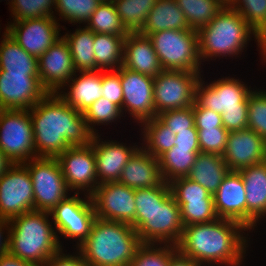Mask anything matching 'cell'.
Here are the masks:
<instances>
[{
	"mask_svg": "<svg viewBox=\"0 0 266 266\" xmlns=\"http://www.w3.org/2000/svg\"><path fill=\"white\" fill-rule=\"evenodd\" d=\"M181 209L184 227L193 224L208 223L218 219L214 208V201H196L177 203Z\"/></svg>",
	"mask_w": 266,
	"mask_h": 266,
	"instance_id": "cell-45",
	"label": "cell"
},
{
	"mask_svg": "<svg viewBox=\"0 0 266 266\" xmlns=\"http://www.w3.org/2000/svg\"><path fill=\"white\" fill-rule=\"evenodd\" d=\"M118 182L134 190L161 185L164 180L159 159L140 146L123 168Z\"/></svg>",
	"mask_w": 266,
	"mask_h": 266,
	"instance_id": "cell-24",
	"label": "cell"
},
{
	"mask_svg": "<svg viewBox=\"0 0 266 266\" xmlns=\"http://www.w3.org/2000/svg\"><path fill=\"white\" fill-rule=\"evenodd\" d=\"M80 195L81 193L69 195L50 212L61 247L63 242L61 243L60 237H63L75 241L74 249H77L90 234L97 218L91 196L83 193L85 197L82 198Z\"/></svg>",
	"mask_w": 266,
	"mask_h": 266,
	"instance_id": "cell-7",
	"label": "cell"
},
{
	"mask_svg": "<svg viewBox=\"0 0 266 266\" xmlns=\"http://www.w3.org/2000/svg\"><path fill=\"white\" fill-rule=\"evenodd\" d=\"M248 129L266 141V90L255 88L248 95Z\"/></svg>",
	"mask_w": 266,
	"mask_h": 266,
	"instance_id": "cell-44",
	"label": "cell"
},
{
	"mask_svg": "<svg viewBox=\"0 0 266 266\" xmlns=\"http://www.w3.org/2000/svg\"><path fill=\"white\" fill-rule=\"evenodd\" d=\"M0 41V71L39 76L38 58L27 53L6 31Z\"/></svg>",
	"mask_w": 266,
	"mask_h": 266,
	"instance_id": "cell-29",
	"label": "cell"
},
{
	"mask_svg": "<svg viewBox=\"0 0 266 266\" xmlns=\"http://www.w3.org/2000/svg\"><path fill=\"white\" fill-rule=\"evenodd\" d=\"M262 62L266 63V39L264 40V57L262 58Z\"/></svg>",
	"mask_w": 266,
	"mask_h": 266,
	"instance_id": "cell-58",
	"label": "cell"
},
{
	"mask_svg": "<svg viewBox=\"0 0 266 266\" xmlns=\"http://www.w3.org/2000/svg\"><path fill=\"white\" fill-rule=\"evenodd\" d=\"M83 114L86 125L93 134H98L100 131L96 129L95 125L105 126L106 124V126H108V124L111 125L118 119L121 120V117H123L121 109L103 97L93 102L90 107L83 112Z\"/></svg>",
	"mask_w": 266,
	"mask_h": 266,
	"instance_id": "cell-39",
	"label": "cell"
},
{
	"mask_svg": "<svg viewBox=\"0 0 266 266\" xmlns=\"http://www.w3.org/2000/svg\"><path fill=\"white\" fill-rule=\"evenodd\" d=\"M56 16L8 22L5 31L30 55L39 58L62 37Z\"/></svg>",
	"mask_w": 266,
	"mask_h": 266,
	"instance_id": "cell-15",
	"label": "cell"
},
{
	"mask_svg": "<svg viewBox=\"0 0 266 266\" xmlns=\"http://www.w3.org/2000/svg\"><path fill=\"white\" fill-rule=\"evenodd\" d=\"M183 229L181 209L171 193L136 231L142 243L177 245Z\"/></svg>",
	"mask_w": 266,
	"mask_h": 266,
	"instance_id": "cell-14",
	"label": "cell"
},
{
	"mask_svg": "<svg viewBox=\"0 0 266 266\" xmlns=\"http://www.w3.org/2000/svg\"><path fill=\"white\" fill-rule=\"evenodd\" d=\"M169 185L176 203L214 201L212 194L199 183L192 181L188 177L175 178L169 182Z\"/></svg>",
	"mask_w": 266,
	"mask_h": 266,
	"instance_id": "cell-43",
	"label": "cell"
},
{
	"mask_svg": "<svg viewBox=\"0 0 266 266\" xmlns=\"http://www.w3.org/2000/svg\"><path fill=\"white\" fill-rule=\"evenodd\" d=\"M230 171H240L266 160V141L250 129L231 131L222 154Z\"/></svg>",
	"mask_w": 266,
	"mask_h": 266,
	"instance_id": "cell-20",
	"label": "cell"
},
{
	"mask_svg": "<svg viewBox=\"0 0 266 266\" xmlns=\"http://www.w3.org/2000/svg\"><path fill=\"white\" fill-rule=\"evenodd\" d=\"M23 164L27 167L32 179L34 210L51 212L72 194L69 192L56 158L38 157Z\"/></svg>",
	"mask_w": 266,
	"mask_h": 266,
	"instance_id": "cell-9",
	"label": "cell"
},
{
	"mask_svg": "<svg viewBox=\"0 0 266 266\" xmlns=\"http://www.w3.org/2000/svg\"><path fill=\"white\" fill-rule=\"evenodd\" d=\"M94 33L128 35L112 1L101 2L92 13L91 19L85 25Z\"/></svg>",
	"mask_w": 266,
	"mask_h": 266,
	"instance_id": "cell-37",
	"label": "cell"
},
{
	"mask_svg": "<svg viewBox=\"0 0 266 266\" xmlns=\"http://www.w3.org/2000/svg\"><path fill=\"white\" fill-rule=\"evenodd\" d=\"M193 114L196 129L224 128L221 114L201 107L196 101L193 105Z\"/></svg>",
	"mask_w": 266,
	"mask_h": 266,
	"instance_id": "cell-49",
	"label": "cell"
},
{
	"mask_svg": "<svg viewBox=\"0 0 266 266\" xmlns=\"http://www.w3.org/2000/svg\"><path fill=\"white\" fill-rule=\"evenodd\" d=\"M221 117L228 132L248 129V110L227 111Z\"/></svg>",
	"mask_w": 266,
	"mask_h": 266,
	"instance_id": "cell-50",
	"label": "cell"
},
{
	"mask_svg": "<svg viewBox=\"0 0 266 266\" xmlns=\"http://www.w3.org/2000/svg\"><path fill=\"white\" fill-rule=\"evenodd\" d=\"M158 0H113L122 24L129 33L140 32Z\"/></svg>",
	"mask_w": 266,
	"mask_h": 266,
	"instance_id": "cell-34",
	"label": "cell"
},
{
	"mask_svg": "<svg viewBox=\"0 0 266 266\" xmlns=\"http://www.w3.org/2000/svg\"><path fill=\"white\" fill-rule=\"evenodd\" d=\"M169 266H201L189 257H185L178 250L170 257Z\"/></svg>",
	"mask_w": 266,
	"mask_h": 266,
	"instance_id": "cell-55",
	"label": "cell"
},
{
	"mask_svg": "<svg viewBox=\"0 0 266 266\" xmlns=\"http://www.w3.org/2000/svg\"><path fill=\"white\" fill-rule=\"evenodd\" d=\"M0 266H37L11 255L8 251L0 255Z\"/></svg>",
	"mask_w": 266,
	"mask_h": 266,
	"instance_id": "cell-53",
	"label": "cell"
},
{
	"mask_svg": "<svg viewBox=\"0 0 266 266\" xmlns=\"http://www.w3.org/2000/svg\"><path fill=\"white\" fill-rule=\"evenodd\" d=\"M223 7H232L236 0H217Z\"/></svg>",
	"mask_w": 266,
	"mask_h": 266,
	"instance_id": "cell-57",
	"label": "cell"
},
{
	"mask_svg": "<svg viewBox=\"0 0 266 266\" xmlns=\"http://www.w3.org/2000/svg\"><path fill=\"white\" fill-rule=\"evenodd\" d=\"M191 29L176 0H158L150 10L146 24L139 32L143 36L163 30Z\"/></svg>",
	"mask_w": 266,
	"mask_h": 266,
	"instance_id": "cell-27",
	"label": "cell"
},
{
	"mask_svg": "<svg viewBox=\"0 0 266 266\" xmlns=\"http://www.w3.org/2000/svg\"><path fill=\"white\" fill-rule=\"evenodd\" d=\"M34 210L30 173L23 163L12 164L0 176V217L12 219Z\"/></svg>",
	"mask_w": 266,
	"mask_h": 266,
	"instance_id": "cell-12",
	"label": "cell"
},
{
	"mask_svg": "<svg viewBox=\"0 0 266 266\" xmlns=\"http://www.w3.org/2000/svg\"><path fill=\"white\" fill-rule=\"evenodd\" d=\"M56 0H13L11 16L13 22L26 19L54 16Z\"/></svg>",
	"mask_w": 266,
	"mask_h": 266,
	"instance_id": "cell-42",
	"label": "cell"
},
{
	"mask_svg": "<svg viewBox=\"0 0 266 266\" xmlns=\"http://www.w3.org/2000/svg\"><path fill=\"white\" fill-rule=\"evenodd\" d=\"M56 159L71 193L82 194L84 192V194L91 196L95 192L99 183L92 139L88 145L70 146Z\"/></svg>",
	"mask_w": 266,
	"mask_h": 266,
	"instance_id": "cell-13",
	"label": "cell"
},
{
	"mask_svg": "<svg viewBox=\"0 0 266 266\" xmlns=\"http://www.w3.org/2000/svg\"><path fill=\"white\" fill-rule=\"evenodd\" d=\"M191 29L209 24L224 8L217 0H176Z\"/></svg>",
	"mask_w": 266,
	"mask_h": 266,
	"instance_id": "cell-35",
	"label": "cell"
},
{
	"mask_svg": "<svg viewBox=\"0 0 266 266\" xmlns=\"http://www.w3.org/2000/svg\"><path fill=\"white\" fill-rule=\"evenodd\" d=\"M47 94L39 76L0 71V109L30 110Z\"/></svg>",
	"mask_w": 266,
	"mask_h": 266,
	"instance_id": "cell-18",
	"label": "cell"
},
{
	"mask_svg": "<svg viewBox=\"0 0 266 266\" xmlns=\"http://www.w3.org/2000/svg\"><path fill=\"white\" fill-rule=\"evenodd\" d=\"M8 1V3L7 4H9V8H11V5H12V2H13V0H7Z\"/></svg>",
	"mask_w": 266,
	"mask_h": 266,
	"instance_id": "cell-59",
	"label": "cell"
},
{
	"mask_svg": "<svg viewBox=\"0 0 266 266\" xmlns=\"http://www.w3.org/2000/svg\"><path fill=\"white\" fill-rule=\"evenodd\" d=\"M163 70L203 73L198 30H163L148 35Z\"/></svg>",
	"mask_w": 266,
	"mask_h": 266,
	"instance_id": "cell-6",
	"label": "cell"
},
{
	"mask_svg": "<svg viewBox=\"0 0 266 266\" xmlns=\"http://www.w3.org/2000/svg\"><path fill=\"white\" fill-rule=\"evenodd\" d=\"M102 97L117 105L123 114V90L118 70L102 71Z\"/></svg>",
	"mask_w": 266,
	"mask_h": 266,
	"instance_id": "cell-48",
	"label": "cell"
},
{
	"mask_svg": "<svg viewBox=\"0 0 266 266\" xmlns=\"http://www.w3.org/2000/svg\"><path fill=\"white\" fill-rule=\"evenodd\" d=\"M0 149L12 164L36 158L29 110L0 109Z\"/></svg>",
	"mask_w": 266,
	"mask_h": 266,
	"instance_id": "cell-8",
	"label": "cell"
},
{
	"mask_svg": "<svg viewBox=\"0 0 266 266\" xmlns=\"http://www.w3.org/2000/svg\"><path fill=\"white\" fill-rule=\"evenodd\" d=\"M12 165L10 160L0 149V176Z\"/></svg>",
	"mask_w": 266,
	"mask_h": 266,
	"instance_id": "cell-56",
	"label": "cell"
},
{
	"mask_svg": "<svg viewBox=\"0 0 266 266\" xmlns=\"http://www.w3.org/2000/svg\"><path fill=\"white\" fill-rule=\"evenodd\" d=\"M39 78L48 93H58L76 74L72 55L63 37L38 58Z\"/></svg>",
	"mask_w": 266,
	"mask_h": 266,
	"instance_id": "cell-19",
	"label": "cell"
},
{
	"mask_svg": "<svg viewBox=\"0 0 266 266\" xmlns=\"http://www.w3.org/2000/svg\"><path fill=\"white\" fill-rule=\"evenodd\" d=\"M142 244L131 224L96 218L77 250L88 266H130Z\"/></svg>",
	"mask_w": 266,
	"mask_h": 266,
	"instance_id": "cell-4",
	"label": "cell"
},
{
	"mask_svg": "<svg viewBox=\"0 0 266 266\" xmlns=\"http://www.w3.org/2000/svg\"><path fill=\"white\" fill-rule=\"evenodd\" d=\"M201 77L196 87L195 101L204 108L222 114L233 110H248V95L251 86L242 79L221 77L211 82H205Z\"/></svg>",
	"mask_w": 266,
	"mask_h": 266,
	"instance_id": "cell-11",
	"label": "cell"
},
{
	"mask_svg": "<svg viewBox=\"0 0 266 266\" xmlns=\"http://www.w3.org/2000/svg\"><path fill=\"white\" fill-rule=\"evenodd\" d=\"M120 82L123 90V116L125 112L139 124L156 117L154 77L143 75L121 66Z\"/></svg>",
	"mask_w": 266,
	"mask_h": 266,
	"instance_id": "cell-16",
	"label": "cell"
},
{
	"mask_svg": "<svg viewBox=\"0 0 266 266\" xmlns=\"http://www.w3.org/2000/svg\"><path fill=\"white\" fill-rule=\"evenodd\" d=\"M8 229L9 220L0 217V255L8 251Z\"/></svg>",
	"mask_w": 266,
	"mask_h": 266,
	"instance_id": "cell-54",
	"label": "cell"
},
{
	"mask_svg": "<svg viewBox=\"0 0 266 266\" xmlns=\"http://www.w3.org/2000/svg\"><path fill=\"white\" fill-rule=\"evenodd\" d=\"M139 126L143 138L140 144L155 158L174 147L176 135L157 116L143 121Z\"/></svg>",
	"mask_w": 266,
	"mask_h": 266,
	"instance_id": "cell-32",
	"label": "cell"
},
{
	"mask_svg": "<svg viewBox=\"0 0 266 266\" xmlns=\"http://www.w3.org/2000/svg\"><path fill=\"white\" fill-rule=\"evenodd\" d=\"M122 66L151 77L163 71L152 41L139 32L129 33L124 38Z\"/></svg>",
	"mask_w": 266,
	"mask_h": 266,
	"instance_id": "cell-25",
	"label": "cell"
},
{
	"mask_svg": "<svg viewBox=\"0 0 266 266\" xmlns=\"http://www.w3.org/2000/svg\"><path fill=\"white\" fill-rule=\"evenodd\" d=\"M218 218L236 221L246 228V191L238 171H229L213 194Z\"/></svg>",
	"mask_w": 266,
	"mask_h": 266,
	"instance_id": "cell-22",
	"label": "cell"
},
{
	"mask_svg": "<svg viewBox=\"0 0 266 266\" xmlns=\"http://www.w3.org/2000/svg\"><path fill=\"white\" fill-rule=\"evenodd\" d=\"M100 2H109V1H113V0H99Z\"/></svg>",
	"mask_w": 266,
	"mask_h": 266,
	"instance_id": "cell-60",
	"label": "cell"
},
{
	"mask_svg": "<svg viewBox=\"0 0 266 266\" xmlns=\"http://www.w3.org/2000/svg\"><path fill=\"white\" fill-rule=\"evenodd\" d=\"M102 134H93L92 147L96 158L98 183L118 182L121 172L140 145L114 140L103 141Z\"/></svg>",
	"mask_w": 266,
	"mask_h": 266,
	"instance_id": "cell-21",
	"label": "cell"
},
{
	"mask_svg": "<svg viewBox=\"0 0 266 266\" xmlns=\"http://www.w3.org/2000/svg\"><path fill=\"white\" fill-rule=\"evenodd\" d=\"M238 172L246 191V229L251 233L266 216V160Z\"/></svg>",
	"mask_w": 266,
	"mask_h": 266,
	"instance_id": "cell-23",
	"label": "cell"
},
{
	"mask_svg": "<svg viewBox=\"0 0 266 266\" xmlns=\"http://www.w3.org/2000/svg\"><path fill=\"white\" fill-rule=\"evenodd\" d=\"M100 3L99 0H56L54 10L59 16L56 20L62 19L69 24L73 23L72 25H86Z\"/></svg>",
	"mask_w": 266,
	"mask_h": 266,
	"instance_id": "cell-38",
	"label": "cell"
},
{
	"mask_svg": "<svg viewBox=\"0 0 266 266\" xmlns=\"http://www.w3.org/2000/svg\"><path fill=\"white\" fill-rule=\"evenodd\" d=\"M96 217L108 221L133 224L136 215L135 190L119 182L97 186L91 195Z\"/></svg>",
	"mask_w": 266,
	"mask_h": 266,
	"instance_id": "cell-17",
	"label": "cell"
},
{
	"mask_svg": "<svg viewBox=\"0 0 266 266\" xmlns=\"http://www.w3.org/2000/svg\"><path fill=\"white\" fill-rule=\"evenodd\" d=\"M65 86L57 94L83 113L102 97V71L76 72Z\"/></svg>",
	"mask_w": 266,
	"mask_h": 266,
	"instance_id": "cell-26",
	"label": "cell"
},
{
	"mask_svg": "<svg viewBox=\"0 0 266 266\" xmlns=\"http://www.w3.org/2000/svg\"><path fill=\"white\" fill-rule=\"evenodd\" d=\"M251 40L256 41L259 54L264 57V40L237 10L224 7L209 24L198 30L199 58L204 63L219 57H241Z\"/></svg>",
	"mask_w": 266,
	"mask_h": 266,
	"instance_id": "cell-3",
	"label": "cell"
},
{
	"mask_svg": "<svg viewBox=\"0 0 266 266\" xmlns=\"http://www.w3.org/2000/svg\"><path fill=\"white\" fill-rule=\"evenodd\" d=\"M50 218V212L33 210L10 219L8 252L26 262L44 266L54 254L64 249Z\"/></svg>",
	"mask_w": 266,
	"mask_h": 266,
	"instance_id": "cell-5",
	"label": "cell"
},
{
	"mask_svg": "<svg viewBox=\"0 0 266 266\" xmlns=\"http://www.w3.org/2000/svg\"><path fill=\"white\" fill-rule=\"evenodd\" d=\"M126 36L94 33L93 47L97 70H118L122 66Z\"/></svg>",
	"mask_w": 266,
	"mask_h": 266,
	"instance_id": "cell-31",
	"label": "cell"
},
{
	"mask_svg": "<svg viewBox=\"0 0 266 266\" xmlns=\"http://www.w3.org/2000/svg\"><path fill=\"white\" fill-rule=\"evenodd\" d=\"M170 194V185L165 181L156 187L135 190L136 215L132 227L137 230L146 221V216L161 205Z\"/></svg>",
	"mask_w": 266,
	"mask_h": 266,
	"instance_id": "cell-36",
	"label": "cell"
},
{
	"mask_svg": "<svg viewBox=\"0 0 266 266\" xmlns=\"http://www.w3.org/2000/svg\"><path fill=\"white\" fill-rule=\"evenodd\" d=\"M71 33L65 32L62 37L69 46L76 72L98 71L94 57V32L86 26H78ZM69 32V33H68Z\"/></svg>",
	"mask_w": 266,
	"mask_h": 266,
	"instance_id": "cell-30",
	"label": "cell"
},
{
	"mask_svg": "<svg viewBox=\"0 0 266 266\" xmlns=\"http://www.w3.org/2000/svg\"><path fill=\"white\" fill-rule=\"evenodd\" d=\"M33 123L36 158H56L70 146L91 142L84 114L57 93H48L29 110Z\"/></svg>",
	"mask_w": 266,
	"mask_h": 266,
	"instance_id": "cell-1",
	"label": "cell"
},
{
	"mask_svg": "<svg viewBox=\"0 0 266 266\" xmlns=\"http://www.w3.org/2000/svg\"><path fill=\"white\" fill-rule=\"evenodd\" d=\"M203 73L163 70L154 77L156 116L161 112L185 109L195 103L196 87Z\"/></svg>",
	"mask_w": 266,
	"mask_h": 266,
	"instance_id": "cell-10",
	"label": "cell"
},
{
	"mask_svg": "<svg viewBox=\"0 0 266 266\" xmlns=\"http://www.w3.org/2000/svg\"><path fill=\"white\" fill-rule=\"evenodd\" d=\"M65 252L62 248L58 253L54 254L44 266H88L82 254L77 249L73 254H67V250Z\"/></svg>",
	"mask_w": 266,
	"mask_h": 266,
	"instance_id": "cell-51",
	"label": "cell"
},
{
	"mask_svg": "<svg viewBox=\"0 0 266 266\" xmlns=\"http://www.w3.org/2000/svg\"><path fill=\"white\" fill-rule=\"evenodd\" d=\"M229 171L221 155L200 152L187 177L213 195Z\"/></svg>",
	"mask_w": 266,
	"mask_h": 266,
	"instance_id": "cell-28",
	"label": "cell"
},
{
	"mask_svg": "<svg viewBox=\"0 0 266 266\" xmlns=\"http://www.w3.org/2000/svg\"><path fill=\"white\" fill-rule=\"evenodd\" d=\"M177 251L172 244L143 243L130 266H169L170 257Z\"/></svg>",
	"mask_w": 266,
	"mask_h": 266,
	"instance_id": "cell-40",
	"label": "cell"
},
{
	"mask_svg": "<svg viewBox=\"0 0 266 266\" xmlns=\"http://www.w3.org/2000/svg\"><path fill=\"white\" fill-rule=\"evenodd\" d=\"M175 148H190V151H201L198 143V131L195 125L189 131L176 134Z\"/></svg>",
	"mask_w": 266,
	"mask_h": 266,
	"instance_id": "cell-52",
	"label": "cell"
},
{
	"mask_svg": "<svg viewBox=\"0 0 266 266\" xmlns=\"http://www.w3.org/2000/svg\"><path fill=\"white\" fill-rule=\"evenodd\" d=\"M157 117L176 135L182 131H189L195 125L193 106L185 109L167 110Z\"/></svg>",
	"mask_w": 266,
	"mask_h": 266,
	"instance_id": "cell-47",
	"label": "cell"
},
{
	"mask_svg": "<svg viewBox=\"0 0 266 266\" xmlns=\"http://www.w3.org/2000/svg\"><path fill=\"white\" fill-rule=\"evenodd\" d=\"M248 236L242 224L218 218L185 226L176 246L182 255L201 266H242L250 245Z\"/></svg>",
	"mask_w": 266,
	"mask_h": 266,
	"instance_id": "cell-2",
	"label": "cell"
},
{
	"mask_svg": "<svg viewBox=\"0 0 266 266\" xmlns=\"http://www.w3.org/2000/svg\"><path fill=\"white\" fill-rule=\"evenodd\" d=\"M263 39H266V0H236L232 6Z\"/></svg>",
	"mask_w": 266,
	"mask_h": 266,
	"instance_id": "cell-41",
	"label": "cell"
},
{
	"mask_svg": "<svg viewBox=\"0 0 266 266\" xmlns=\"http://www.w3.org/2000/svg\"><path fill=\"white\" fill-rule=\"evenodd\" d=\"M201 153L221 155L227 143L228 131L225 128L197 129Z\"/></svg>",
	"mask_w": 266,
	"mask_h": 266,
	"instance_id": "cell-46",
	"label": "cell"
},
{
	"mask_svg": "<svg viewBox=\"0 0 266 266\" xmlns=\"http://www.w3.org/2000/svg\"><path fill=\"white\" fill-rule=\"evenodd\" d=\"M200 152L174 146L163 153L158 158L163 180L169 183L175 178L187 177Z\"/></svg>",
	"mask_w": 266,
	"mask_h": 266,
	"instance_id": "cell-33",
	"label": "cell"
}]
</instances>
